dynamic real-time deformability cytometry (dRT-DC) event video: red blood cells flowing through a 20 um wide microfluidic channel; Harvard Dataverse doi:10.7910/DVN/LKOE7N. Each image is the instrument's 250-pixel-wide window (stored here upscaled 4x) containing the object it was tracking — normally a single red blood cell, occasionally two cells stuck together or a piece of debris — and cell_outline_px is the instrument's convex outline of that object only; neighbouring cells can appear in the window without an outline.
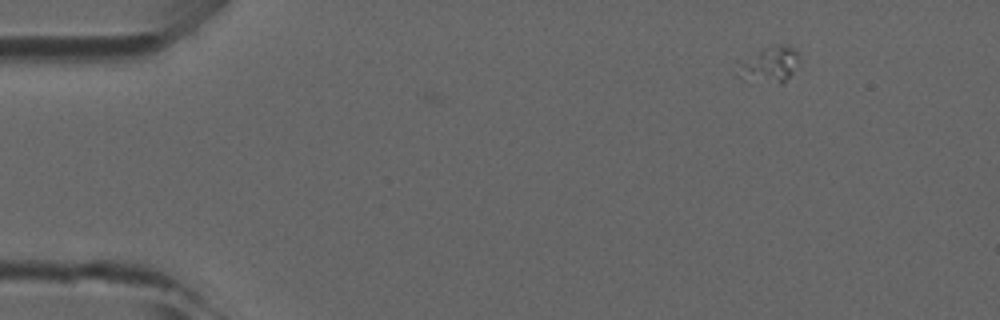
{"species": "common noctule bat (a hibernating species)", "species_latin": "Nyctalus noctula", "temperature_condition": "room temperature", "stored_images_in_passage": 3, "camera_frame_rate_fps": 3000, "um_per_image_px": 0.085, "animal": {"sex": "male", "forearm_length_mm": 52.5}, "frame": {"image": 1, "passage_image": 3, "time_ms": 0.667, "image_size_px": [1000, 320], "cell_outline_px": [[800, 56], [792, 72], [780, 84], [740, 80], [736, 76], [740, 64], [760, 52], [780, 44], [788, 44]], "centroid_in_image_um": [65.41, 5.55], "position_along_channel_um": 19.6, "area_um2": 12.2}}